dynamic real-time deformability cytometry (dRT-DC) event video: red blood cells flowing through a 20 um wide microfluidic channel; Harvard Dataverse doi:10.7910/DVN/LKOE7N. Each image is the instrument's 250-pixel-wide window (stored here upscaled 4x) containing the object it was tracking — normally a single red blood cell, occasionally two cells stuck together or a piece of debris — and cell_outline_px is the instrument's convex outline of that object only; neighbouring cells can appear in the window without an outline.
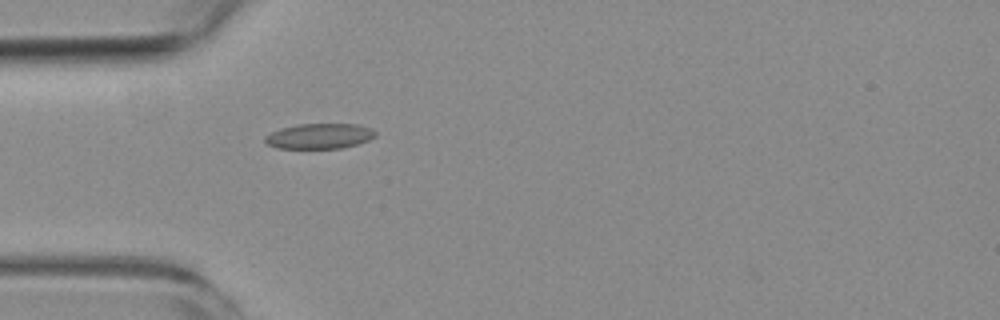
{"species": "common noctule bat (a hibernating species)", "species_latin": "Nyctalus noctula", "temperature_condition": "room temperature", "stored_images_in_passage": 2, "camera_frame_rate_fps": 3000, "um_per_image_px": 0.085, "animal": {"sex": "female", "body_mass_g": 19.3, "forearm_length_mm": 54.1}, "frame": {"image": 1, "passage_image": 2, "time_ms": 1.333, "image_size_px": [1000, 320], "cell_outline_px": [[376, 136], [368, 140], [356, 144], [340, 148], [276, 148], [268, 144], [264, 140], [264, 136], [280, 128], [296, 124], [356, 124], [372, 128], [376, 132]], "centroid_in_image_um": [27.14, 11.56], "position_along_channel_um": 57.9, "area_um2": 16.24}}